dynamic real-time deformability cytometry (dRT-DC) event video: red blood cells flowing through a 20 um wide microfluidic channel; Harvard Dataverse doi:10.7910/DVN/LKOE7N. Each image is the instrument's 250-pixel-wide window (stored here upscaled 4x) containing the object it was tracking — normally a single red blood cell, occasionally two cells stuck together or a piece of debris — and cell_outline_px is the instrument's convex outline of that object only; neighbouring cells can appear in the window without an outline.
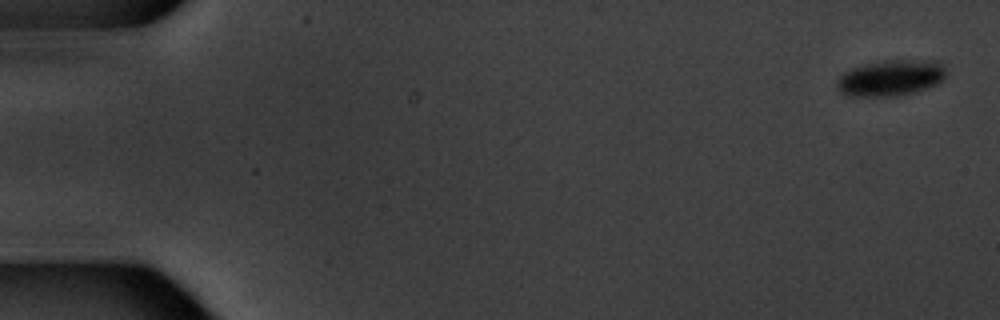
{"species": "common noctule bat (a hibernating species)", "species_latin": "Nyctalus noctula", "temperature_condition": "warm", "stored_images_in_passage": 6, "camera_frame_rate_fps": 3000, "um_per_image_px": 0.085, "animal": {"sex": "male", "body_mass_g": 20.1, "forearm_length_mm": 53.5}, "frame": {"image": 1, "passage_image": 1, "time_ms": 0.0, "image_size_px": [1000, 320], "cell_outline_px": [[944, 80], [936, 84], [912, 92], [896, 96], [848, 96], [840, 92], [836, 88], [836, 84], [840, 76], [844, 72], [852, 68], [884, 60], [940, 60], [944, 68]], "centroid_in_image_um": [75.7, 6.62], "position_along_channel_um": 9.3, "area_um2": 22.77}}
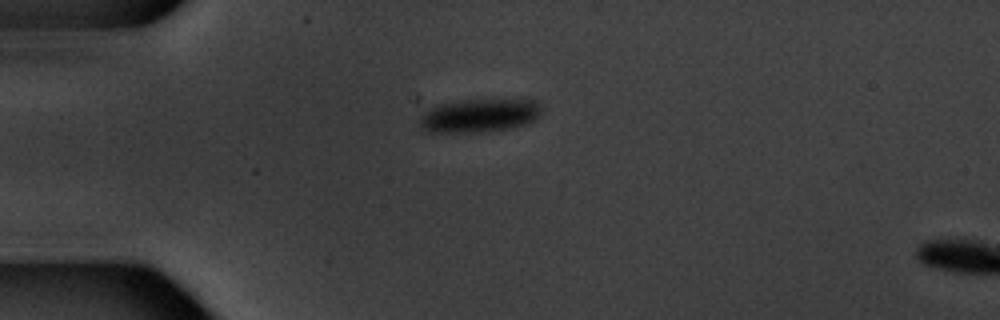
{"frame": {"image": 2, "passage_image": 5, "time_ms": 4.667, "image_size_px": [1000, 320], "cell_outline_px": [[544, 108], [540, 116], [536, 120], [512, 128], [480, 132], [428, 132], [420, 124], [420, 116], [424, 112], [436, 104], [460, 100], [528, 96], [536, 100]], "centroid_in_image_um": [40.89, 9.75], "position_along_channel_um": 44.1, "area_um2": 25.03}}